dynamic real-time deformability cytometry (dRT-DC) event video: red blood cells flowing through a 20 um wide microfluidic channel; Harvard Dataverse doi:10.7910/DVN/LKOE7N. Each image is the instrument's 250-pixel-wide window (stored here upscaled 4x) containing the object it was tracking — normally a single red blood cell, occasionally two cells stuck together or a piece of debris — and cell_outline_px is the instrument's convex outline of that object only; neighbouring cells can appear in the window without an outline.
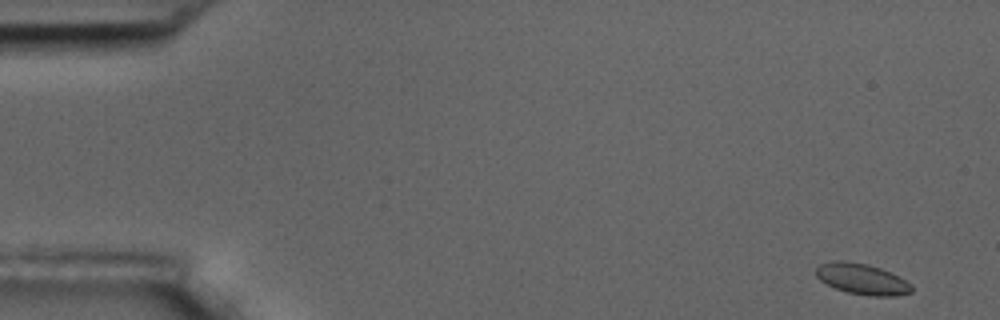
{"species": "common noctule bat (a hibernating species)", "species_latin": "Nyctalus noctula", "temperature_condition": "room temperature", "stored_images_in_passage": 5, "camera_frame_rate_fps": 3000, "um_per_image_px": 0.085, "animal": {"sex": "male", "body_mass_g": 17.5, "forearm_length_mm": 52.3}, "frame": {"image": 1, "passage_image": 1, "time_ms": 0.0, "image_size_px": [1000, 320], "cell_outline_px": [[912, 292], [892, 296], [872, 296], [848, 292], [836, 288], [820, 280], [816, 276], [816, 268], [820, 264], [832, 260], [844, 260], [868, 264], [880, 268], [912, 284]], "centroid_in_image_um": [73.24, 23.7], "position_along_channel_um": 11.8, "area_um2": 16.99}}